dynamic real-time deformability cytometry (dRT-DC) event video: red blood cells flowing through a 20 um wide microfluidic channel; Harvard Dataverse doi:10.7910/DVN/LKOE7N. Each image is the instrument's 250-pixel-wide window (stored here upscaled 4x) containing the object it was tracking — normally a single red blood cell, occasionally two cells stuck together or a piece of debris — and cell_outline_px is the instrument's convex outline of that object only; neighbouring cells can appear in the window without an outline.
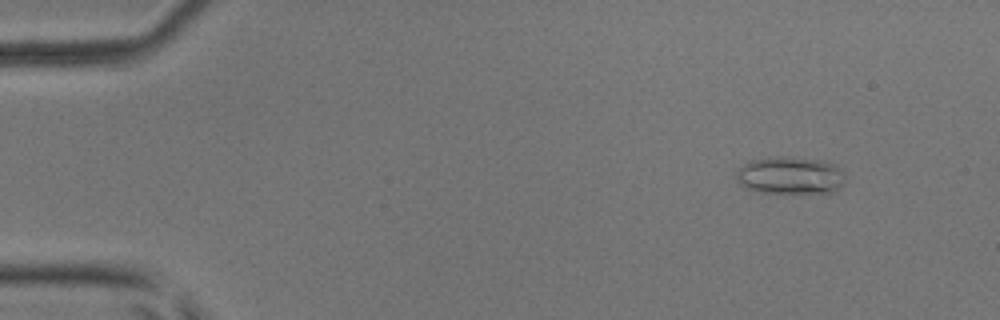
{"species": "common noctule bat (a hibernating species)", "species_latin": "Nyctalus noctula", "temperature_condition": "room temperature", "stored_images_in_passage": 4, "camera_frame_rate_fps": 3000, "um_per_image_px": 0.085, "animal": {"sex": "male", "body_mass_g": 17.9, "forearm_length_mm": 54.2}, "frame": {"image": 1, "passage_image": 1, "time_ms": 0.0, "image_size_px": [1000, 320], "cell_outline_px": [[844, 184], [832, 192], [760, 192], [748, 188], [740, 184], [736, 180], [736, 172], [748, 160], [768, 156], [792, 156], [824, 160], [840, 168], [844, 172]], "centroid_in_image_um": [67.15, 14.87], "position_along_channel_um": 17.8, "area_um2": 23.99}}